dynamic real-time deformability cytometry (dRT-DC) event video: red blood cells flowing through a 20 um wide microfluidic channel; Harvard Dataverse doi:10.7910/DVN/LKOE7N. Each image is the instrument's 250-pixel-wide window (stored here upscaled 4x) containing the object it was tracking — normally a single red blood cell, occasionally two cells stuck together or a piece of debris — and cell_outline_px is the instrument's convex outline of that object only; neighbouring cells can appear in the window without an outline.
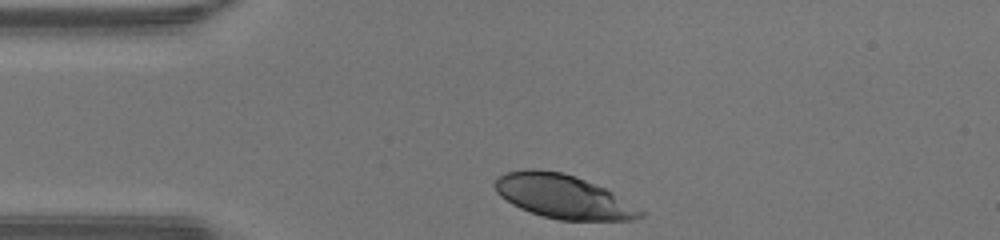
{"species": "human", "species_latin": "Homo sapiens", "temperature_condition": "warm", "stored_images_in_passage": 28, "camera_frame_rate_fps": 3000, "um_per_image_px": 0.085, "donor": {"sex": "male"}, "frame": {"image": 1, "passage_image": 1, "time_ms": 0.0, "image_size_px": [1000, 240], "cell_outline_px": [[644, 216], [632, 220], [560, 220], [544, 216], [520, 208], [512, 204], [500, 196], [496, 192], [492, 184], [500, 176], [508, 172], [528, 168], [536, 168], [560, 172], [576, 176], [604, 188], [612, 192], [640, 208], [644, 212]], "centroid_in_image_um": [47.86, 16.7], "position_along_channel_um": 37.1, "area_um2": 36.93}}
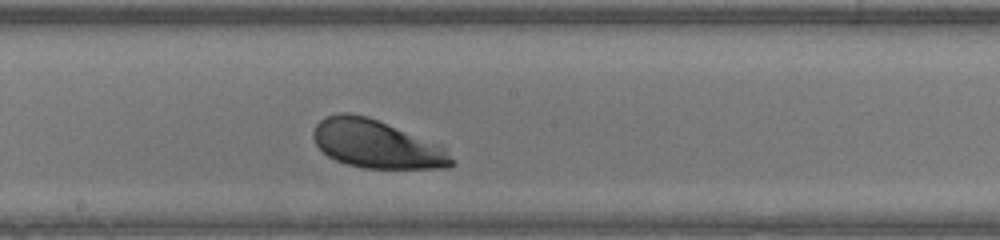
{"frame": {"image": 2, "passage_image": 16, "time_ms": 5.0, "image_size_px": [1000, 240], "cell_outline_px": [[456, 164], [448, 168], [364, 168], [348, 164], [336, 160], [328, 156], [316, 144], [312, 136], [312, 132], [316, 124], [324, 116], [340, 112], [348, 112], [368, 116], [444, 144], [456, 160]], "centroid_in_image_um": [32.09, 12.23], "position_along_channel_um": 216.1, "area_um2": 39.65}}
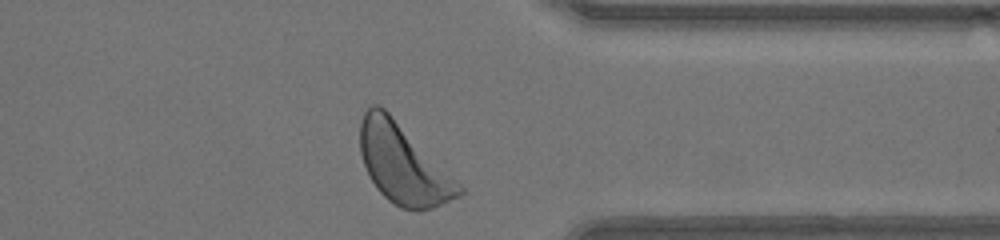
{"frame": {"image": 3, "passage_image": 28, "time_ms": 9.0, "image_size_px": [1000, 240], "cell_outline_px": [[464, 192], [460, 196], [432, 208], [420, 212], [416, 212], [400, 208], [388, 200], [376, 188], [364, 164], [360, 152], [360, 124], [364, 112], [372, 104], [380, 104], [464, 188]], "centroid_in_image_um": [34.25, 13.98], "position_along_channel_um": 377.2, "area_um2": 45.14}, "authors_computed_cell_mechanics": {"area_um2": 38.8127, "velocity_mm_per_s": 4.2351, "shape_relaxation_time_tau1_ms": 1.2237, "shape_relaxation_time_tau2_ms": null, "deformation_change_tau1": 0.113, "deformation_change_tau2": null}}